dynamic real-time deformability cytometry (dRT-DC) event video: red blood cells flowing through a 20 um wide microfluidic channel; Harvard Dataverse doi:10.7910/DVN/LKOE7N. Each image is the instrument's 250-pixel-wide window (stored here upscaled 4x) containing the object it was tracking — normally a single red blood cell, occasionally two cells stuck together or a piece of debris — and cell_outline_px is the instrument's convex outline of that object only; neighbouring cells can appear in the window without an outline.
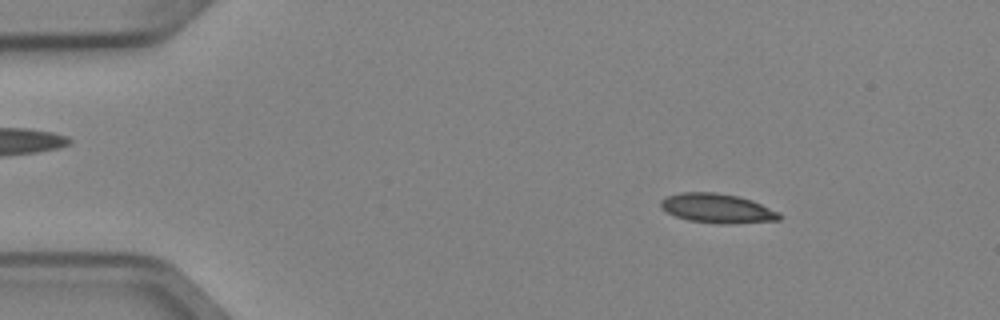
{"species": "Egyptian fruit bat (a non-hibernating species)", "species_latin": "Rousettus aegyptiacus", "temperature_condition": "cold", "stored_images_in_passage": 51, "camera_frame_rate_fps": 3000, "um_per_image_px": 0.085, "animal": {"sex": "female"}, "frame": {"image": 1, "passage_image": 7, "time_ms": 2.0, "image_size_px": [1000, 320], "cell_outline_px": [[780, 220], [688, 220], [676, 216], [660, 208], [660, 200], [668, 196], [684, 192], [716, 192], [736, 196], [752, 200], [780, 212]], "centroid_in_image_um": [60.89, 17.62], "position_along_channel_um": 24.1, "area_um2": 18.79}}
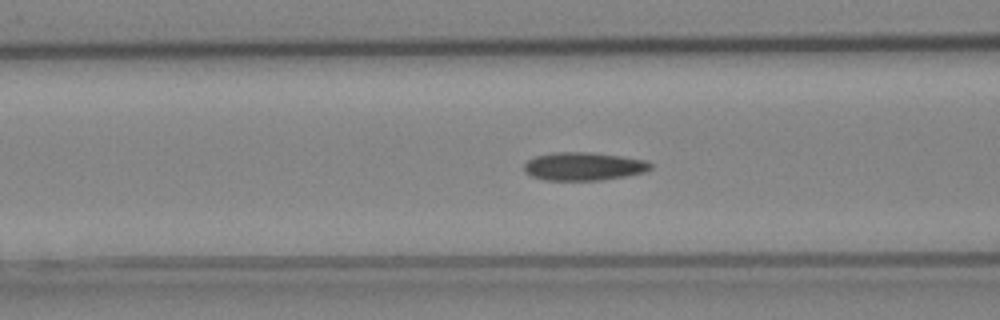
{"frame": {"image": 2, "passage_image": 20, "time_ms": 6.333, "image_size_px": [1000, 320], "cell_outline_px": [[652, 168], [644, 172], [624, 176], [600, 180], [544, 180], [532, 176], [524, 172], [524, 164], [528, 160], [536, 156], [552, 152], [588, 152], [620, 156], [648, 160], [652, 164]], "centroid_in_image_um": [49.6, 14.13], "position_along_channel_um": 117.0, "area_um2": 20.75}}
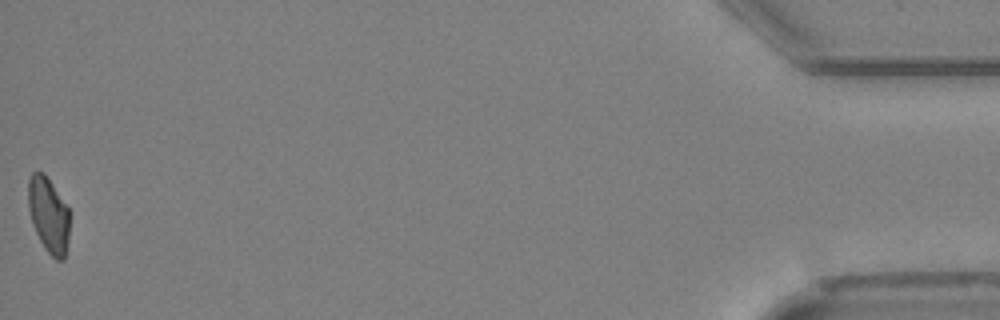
{"frame": {"image": 3, "passage_image": 51, "time_ms": 16.667, "image_size_px": [1000, 320], "cell_outline_px": [[68, 240], [64, 260], [56, 260], [44, 248], [36, 232], [28, 208], [28, 180], [32, 172], [44, 172], [68, 208]], "centroid_in_image_um": [4.11, 18.27], "position_along_channel_um": 431.1, "area_um2": 17.92}, "authors_computed_cell_mechanics": {"area_um2": 19.652, "velocity_mm_per_s": 3.9681, "shape_relaxation_time_tau1_ms": 9.1671, "shape_relaxation_time_tau2_ms": 3.8439, "deformation_change_tau1": 0.2077, "deformation_change_tau2": 0.1098}}